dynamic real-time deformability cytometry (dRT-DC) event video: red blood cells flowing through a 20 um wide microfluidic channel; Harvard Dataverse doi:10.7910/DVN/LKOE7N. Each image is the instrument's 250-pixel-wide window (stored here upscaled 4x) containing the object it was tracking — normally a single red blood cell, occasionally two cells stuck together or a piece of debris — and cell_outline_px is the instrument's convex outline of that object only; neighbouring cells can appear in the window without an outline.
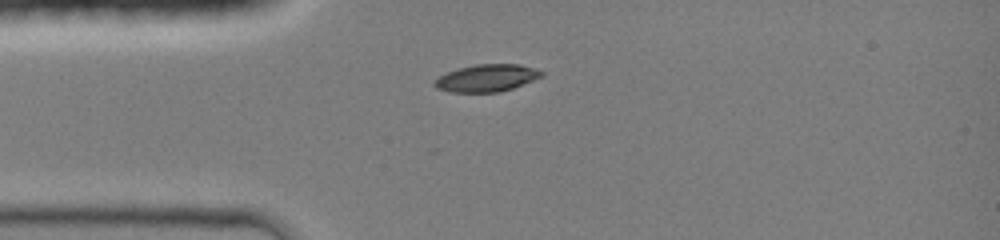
{"species": "common noctule bat (a hibernating species)", "species_latin": "Nyctalus noctula", "temperature_condition": "room temperature", "stored_images_in_passage": 32, "camera_frame_rate_fps": 3000, "um_per_image_px": 0.085, "animal": {"sex": "female", "body_mass_g": 19.0, "forearm_length_mm": 51.5}, "frame": {"image": 1, "passage_image": 1, "time_ms": 0.0, "image_size_px": [1000, 240], "cell_outline_px": [[544, 76], [512, 88], [500, 92], [448, 92], [436, 88], [432, 84], [440, 76], [456, 68], [476, 64], [520, 64], [544, 72]], "centroid_in_image_um": [41.36, 6.63], "position_along_channel_um": 43.6, "area_um2": 16.99}}
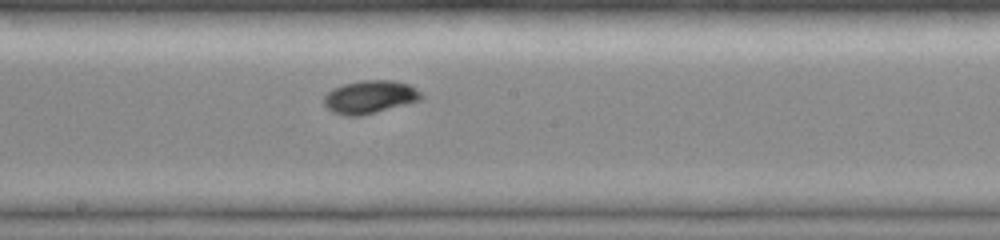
{"frame": {"image": 2, "passage_image": 14, "time_ms": 4.333, "image_size_px": [1000, 240], "cell_outline_px": [[424, 96], [420, 100], [360, 116], [348, 116], [332, 112], [324, 104], [324, 96], [332, 88], [344, 84], [360, 80], [392, 80], [408, 84], [416, 88]], "centroid_in_image_um": [31.42, 8.23], "position_along_channel_um": 216.8, "area_um2": 18.61}}
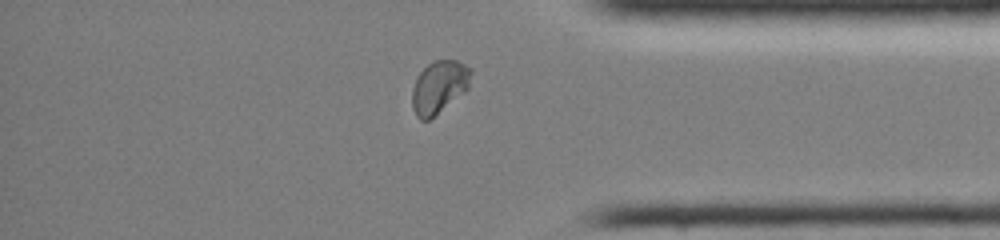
{"frame": {"image": 3, "passage_image": 27, "time_ms": 8.667, "image_size_px": [1000, 240], "cell_outline_px": [[472, 72], [468, 88], [428, 120], [420, 120], [416, 116], [412, 108], [412, 88], [416, 76], [432, 60], [456, 60], [472, 68]], "centroid_in_image_um": [37.3, 7.36], "position_along_channel_um": 397.9, "area_um2": 17.92}, "authors_computed_cell_mechanics": {"area_um2": 17.918, "velocity_mm_per_s": 4.2845, "shape_relaxation_time_tau1_ms": 2.9075, "shape_relaxation_time_tau2_ms": 2.3362, "deformation_change_tau1": 0.1606, "deformation_change_tau2": 0.0273}}